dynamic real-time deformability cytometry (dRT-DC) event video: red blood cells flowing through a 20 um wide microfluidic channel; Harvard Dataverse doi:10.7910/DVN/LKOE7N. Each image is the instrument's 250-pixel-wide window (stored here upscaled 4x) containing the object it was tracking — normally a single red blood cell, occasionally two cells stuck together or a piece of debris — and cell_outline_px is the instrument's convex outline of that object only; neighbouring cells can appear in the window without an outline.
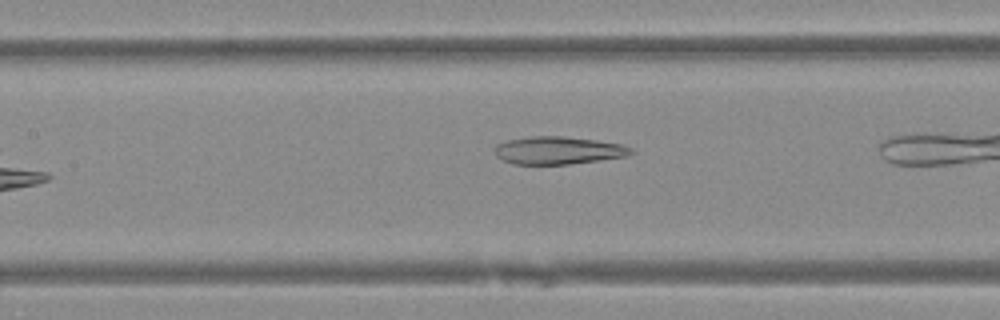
{"species": "Egyptian fruit bat (a non-hibernating species)", "species_latin": "Rousettus aegyptiacus", "temperature_condition": "warm", "stored_images_in_passage": 7, "camera_frame_rate_fps": 3000, "um_per_image_px": 0.085, "animal": {"sex": "female"}, "frame": {"image": 1, "passage_image": 5, "time_ms": 1.333, "image_size_px": [1000, 320], "cell_outline_px": [[636, 152], [628, 156], [568, 164], [512, 164], [496, 156], [496, 144], [508, 140], [532, 136], [564, 136], [596, 140], [624, 144], [632, 148]], "centroid_in_image_um": [47.5, 12.78], "position_along_channel_um": 159.9, "area_um2": 22.02}}